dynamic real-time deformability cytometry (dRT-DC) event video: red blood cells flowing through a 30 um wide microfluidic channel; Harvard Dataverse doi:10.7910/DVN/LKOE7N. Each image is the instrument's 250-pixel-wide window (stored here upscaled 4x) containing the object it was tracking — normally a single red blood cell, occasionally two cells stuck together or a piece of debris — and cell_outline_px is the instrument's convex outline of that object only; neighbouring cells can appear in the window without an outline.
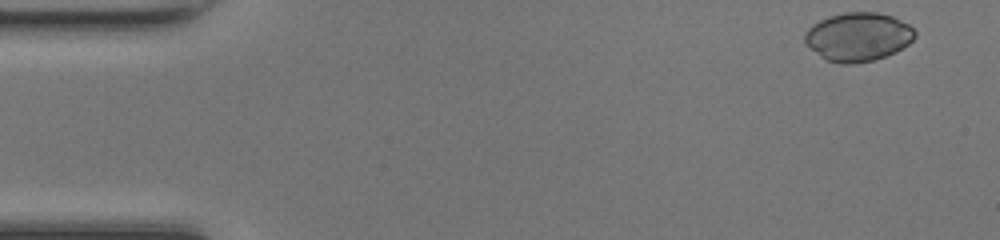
{"species": "common noctule bat (a hibernating species)", "species_latin": "Nyctalus noctula", "temperature_condition": "room temperature", "stored_images_in_passage": 46, "camera_frame_rate_fps": 3000, "um_per_image_px": 0.085, "animal": {"sex": "female", "body_mass_g": 17.0, "forearm_length_mm": 48.0}, "frame": {"image": 1, "passage_image": 1, "time_ms": 0.0, "image_size_px": [1000, 240], "cell_outline_px": [[916, 36], [908, 44], [896, 52], [872, 60], [852, 64], [840, 64], [824, 60], [804, 44], [804, 32], [812, 24], [828, 16], [844, 12], [880, 12], [892, 16], [908, 24], [916, 32]], "centroid_in_image_um": [72.89, 3.13], "position_along_channel_um": 12.1, "area_um2": 31.56}}
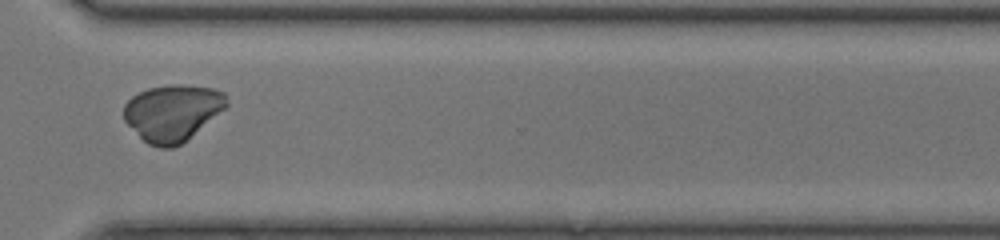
{"frame": {"image": 2, "passage_image": 34, "time_ms": 11.0, "image_size_px": [1000, 240], "cell_outline_px": [[228, 104], [224, 108], [180, 144], [172, 148], [160, 148], [148, 144], [124, 120], [124, 104], [132, 96], [148, 88], [172, 84], [180, 84], [212, 88], [224, 92]], "centroid_in_image_um": [14.63, 9.56], "position_along_channel_um": 356.0, "area_um2": 33.23}}